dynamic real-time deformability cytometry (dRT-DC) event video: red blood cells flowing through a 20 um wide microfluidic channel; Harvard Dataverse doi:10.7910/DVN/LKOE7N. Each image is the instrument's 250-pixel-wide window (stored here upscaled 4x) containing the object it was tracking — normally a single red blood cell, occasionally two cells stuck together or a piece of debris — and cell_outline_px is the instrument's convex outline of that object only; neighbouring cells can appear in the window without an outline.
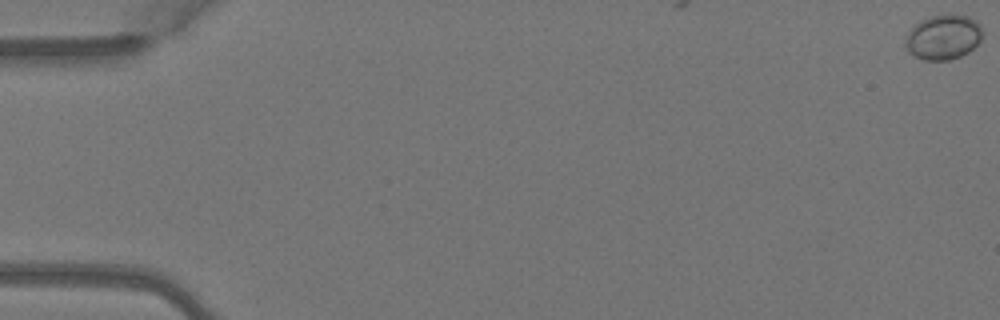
{"species": "Egyptian fruit bat (a non-hibernating species)", "species_latin": "Rousettus aegyptiacus", "temperature_condition": "warm", "stored_images_in_passage": 5, "camera_frame_rate_fps": 3000, "um_per_image_px": 0.085, "animal": {"sex": "female"}, "frame": {"image": 1, "passage_image": 1, "time_ms": 0.0, "image_size_px": [1000, 320], "cell_outline_px": [[984, 36], [968, 52], [960, 56], [948, 60], [924, 60], [908, 52], [904, 44], [904, 40], [908, 32], [916, 24], [932, 16], [948, 12], [968, 16], [976, 20], [980, 24], [984, 32]], "centroid_in_image_um": [80.21, 3.13], "position_along_channel_um": 4.8, "area_um2": 20.4}}
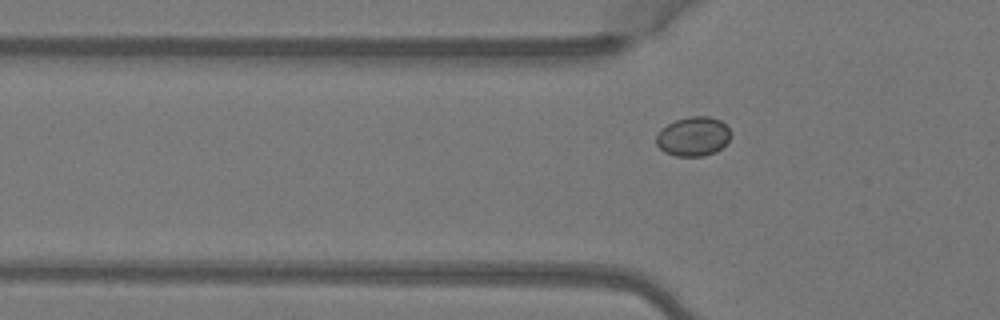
{"frame": {"image": 2, "passage_image": 5, "time_ms": 1.333, "image_size_px": [1000, 320], "cell_outline_px": [[732, 132], [728, 140], [716, 152], [704, 156], [676, 156], [664, 152], [656, 144], [656, 136], [668, 124], [676, 120], [692, 116], [708, 116], [720, 120]], "centroid_in_image_um": [58.94, 11.61], "position_along_channel_um": 66.9, "area_um2": 16.88}}